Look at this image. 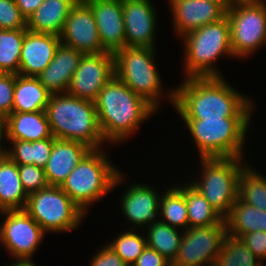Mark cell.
Wrapping results in <instances>:
<instances>
[{
    "mask_svg": "<svg viewBox=\"0 0 266 266\" xmlns=\"http://www.w3.org/2000/svg\"><path fill=\"white\" fill-rule=\"evenodd\" d=\"M230 84L224 77L183 78L173 108L180 119L252 118L254 99Z\"/></svg>",
    "mask_w": 266,
    "mask_h": 266,
    "instance_id": "obj_1",
    "label": "cell"
},
{
    "mask_svg": "<svg viewBox=\"0 0 266 266\" xmlns=\"http://www.w3.org/2000/svg\"><path fill=\"white\" fill-rule=\"evenodd\" d=\"M94 104L102 136L109 145L123 144L158 112L115 75L99 92Z\"/></svg>",
    "mask_w": 266,
    "mask_h": 266,
    "instance_id": "obj_2",
    "label": "cell"
},
{
    "mask_svg": "<svg viewBox=\"0 0 266 266\" xmlns=\"http://www.w3.org/2000/svg\"><path fill=\"white\" fill-rule=\"evenodd\" d=\"M107 152L104 148L91 149L60 186L86 215L126 181L127 174L112 164Z\"/></svg>",
    "mask_w": 266,
    "mask_h": 266,
    "instance_id": "obj_3",
    "label": "cell"
},
{
    "mask_svg": "<svg viewBox=\"0 0 266 266\" xmlns=\"http://www.w3.org/2000/svg\"><path fill=\"white\" fill-rule=\"evenodd\" d=\"M52 136L81 142L91 149L105 148L93 101L62 93L51 95L45 109Z\"/></svg>",
    "mask_w": 266,
    "mask_h": 266,
    "instance_id": "obj_4",
    "label": "cell"
},
{
    "mask_svg": "<svg viewBox=\"0 0 266 266\" xmlns=\"http://www.w3.org/2000/svg\"><path fill=\"white\" fill-rule=\"evenodd\" d=\"M156 49L124 47L118 50L114 53V70L118 79L158 111L166 97L165 100L174 106L175 87L165 89L157 69Z\"/></svg>",
    "mask_w": 266,
    "mask_h": 266,
    "instance_id": "obj_5",
    "label": "cell"
},
{
    "mask_svg": "<svg viewBox=\"0 0 266 266\" xmlns=\"http://www.w3.org/2000/svg\"><path fill=\"white\" fill-rule=\"evenodd\" d=\"M180 39L183 41L182 45L184 44L181 65L184 78L224 77L216 65L218 58L228 56L227 58L235 59L231 48L230 23L226 15Z\"/></svg>",
    "mask_w": 266,
    "mask_h": 266,
    "instance_id": "obj_6",
    "label": "cell"
},
{
    "mask_svg": "<svg viewBox=\"0 0 266 266\" xmlns=\"http://www.w3.org/2000/svg\"><path fill=\"white\" fill-rule=\"evenodd\" d=\"M199 158H245L252 118L181 119Z\"/></svg>",
    "mask_w": 266,
    "mask_h": 266,
    "instance_id": "obj_7",
    "label": "cell"
},
{
    "mask_svg": "<svg viewBox=\"0 0 266 266\" xmlns=\"http://www.w3.org/2000/svg\"><path fill=\"white\" fill-rule=\"evenodd\" d=\"M199 160L200 174L196 176V180L189 178L192 180L189 183L225 218L238 199L240 174L248 162L246 158H199Z\"/></svg>",
    "mask_w": 266,
    "mask_h": 266,
    "instance_id": "obj_8",
    "label": "cell"
},
{
    "mask_svg": "<svg viewBox=\"0 0 266 266\" xmlns=\"http://www.w3.org/2000/svg\"><path fill=\"white\" fill-rule=\"evenodd\" d=\"M24 210L47 235L72 232L86 216L60 186L50 185L29 194Z\"/></svg>",
    "mask_w": 266,
    "mask_h": 266,
    "instance_id": "obj_9",
    "label": "cell"
},
{
    "mask_svg": "<svg viewBox=\"0 0 266 266\" xmlns=\"http://www.w3.org/2000/svg\"><path fill=\"white\" fill-rule=\"evenodd\" d=\"M230 23L231 48L235 58L252 57L266 44V2L239 0L226 11Z\"/></svg>",
    "mask_w": 266,
    "mask_h": 266,
    "instance_id": "obj_10",
    "label": "cell"
},
{
    "mask_svg": "<svg viewBox=\"0 0 266 266\" xmlns=\"http://www.w3.org/2000/svg\"><path fill=\"white\" fill-rule=\"evenodd\" d=\"M1 216L0 248L11 259H32L46 236L41 226L25 210L1 211Z\"/></svg>",
    "mask_w": 266,
    "mask_h": 266,
    "instance_id": "obj_11",
    "label": "cell"
},
{
    "mask_svg": "<svg viewBox=\"0 0 266 266\" xmlns=\"http://www.w3.org/2000/svg\"><path fill=\"white\" fill-rule=\"evenodd\" d=\"M226 235L225 219L220 224L183 230L174 262L184 266H213Z\"/></svg>",
    "mask_w": 266,
    "mask_h": 266,
    "instance_id": "obj_12",
    "label": "cell"
},
{
    "mask_svg": "<svg viewBox=\"0 0 266 266\" xmlns=\"http://www.w3.org/2000/svg\"><path fill=\"white\" fill-rule=\"evenodd\" d=\"M114 75L113 53L83 54L67 93L94 102L99 92Z\"/></svg>",
    "mask_w": 266,
    "mask_h": 266,
    "instance_id": "obj_13",
    "label": "cell"
},
{
    "mask_svg": "<svg viewBox=\"0 0 266 266\" xmlns=\"http://www.w3.org/2000/svg\"><path fill=\"white\" fill-rule=\"evenodd\" d=\"M153 0H122L125 47L156 48L157 9Z\"/></svg>",
    "mask_w": 266,
    "mask_h": 266,
    "instance_id": "obj_14",
    "label": "cell"
},
{
    "mask_svg": "<svg viewBox=\"0 0 266 266\" xmlns=\"http://www.w3.org/2000/svg\"><path fill=\"white\" fill-rule=\"evenodd\" d=\"M125 186L124 193L121 194L120 207L123 217L128 225V229L144 230L152 223L159 220V204L162 192L157 188L134 181ZM132 225V226H131ZM130 226V227H129Z\"/></svg>",
    "mask_w": 266,
    "mask_h": 266,
    "instance_id": "obj_15",
    "label": "cell"
},
{
    "mask_svg": "<svg viewBox=\"0 0 266 266\" xmlns=\"http://www.w3.org/2000/svg\"><path fill=\"white\" fill-rule=\"evenodd\" d=\"M62 44L75 48L83 54L107 52L101 44L93 11L88 4L76 3L65 20L60 35Z\"/></svg>",
    "mask_w": 266,
    "mask_h": 266,
    "instance_id": "obj_16",
    "label": "cell"
},
{
    "mask_svg": "<svg viewBox=\"0 0 266 266\" xmlns=\"http://www.w3.org/2000/svg\"><path fill=\"white\" fill-rule=\"evenodd\" d=\"M166 3L170 7L173 31L179 39L206 24L219 21L226 15V10L213 1L166 0Z\"/></svg>",
    "mask_w": 266,
    "mask_h": 266,
    "instance_id": "obj_17",
    "label": "cell"
},
{
    "mask_svg": "<svg viewBox=\"0 0 266 266\" xmlns=\"http://www.w3.org/2000/svg\"><path fill=\"white\" fill-rule=\"evenodd\" d=\"M93 11L102 47L110 53L125 47L122 0H102L88 4Z\"/></svg>",
    "mask_w": 266,
    "mask_h": 266,
    "instance_id": "obj_18",
    "label": "cell"
},
{
    "mask_svg": "<svg viewBox=\"0 0 266 266\" xmlns=\"http://www.w3.org/2000/svg\"><path fill=\"white\" fill-rule=\"evenodd\" d=\"M60 36L27 30L21 49L19 75L38 76L53 60Z\"/></svg>",
    "mask_w": 266,
    "mask_h": 266,
    "instance_id": "obj_19",
    "label": "cell"
},
{
    "mask_svg": "<svg viewBox=\"0 0 266 266\" xmlns=\"http://www.w3.org/2000/svg\"><path fill=\"white\" fill-rule=\"evenodd\" d=\"M82 56L81 51L60 43L53 60L36 77L51 95L66 93Z\"/></svg>",
    "mask_w": 266,
    "mask_h": 266,
    "instance_id": "obj_20",
    "label": "cell"
},
{
    "mask_svg": "<svg viewBox=\"0 0 266 266\" xmlns=\"http://www.w3.org/2000/svg\"><path fill=\"white\" fill-rule=\"evenodd\" d=\"M91 148L81 142L56 139L44 170L50 186H61Z\"/></svg>",
    "mask_w": 266,
    "mask_h": 266,
    "instance_id": "obj_21",
    "label": "cell"
},
{
    "mask_svg": "<svg viewBox=\"0 0 266 266\" xmlns=\"http://www.w3.org/2000/svg\"><path fill=\"white\" fill-rule=\"evenodd\" d=\"M5 122L7 140L33 142L52 137L45 111L12 112Z\"/></svg>",
    "mask_w": 266,
    "mask_h": 266,
    "instance_id": "obj_22",
    "label": "cell"
},
{
    "mask_svg": "<svg viewBox=\"0 0 266 266\" xmlns=\"http://www.w3.org/2000/svg\"><path fill=\"white\" fill-rule=\"evenodd\" d=\"M75 4L76 0H44L28 18L27 30L60 36L65 20Z\"/></svg>",
    "mask_w": 266,
    "mask_h": 266,
    "instance_id": "obj_23",
    "label": "cell"
},
{
    "mask_svg": "<svg viewBox=\"0 0 266 266\" xmlns=\"http://www.w3.org/2000/svg\"><path fill=\"white\" fill-rule=\"evenodd\" d=\"M27 198L18 165L7 156L0 161V212L24 210Z\"/></svg>",
    "mask_w": 266,
    "mask_h": 266,
    "instance_id": "obj_24",
    "label": "cell"
},
{
    "mask_svg": "<svg viewBox=\"0 0 266 266\" xmlns=\"http://www.w3.org/2000/svg\"><path fill=\"white\" fill-rule=\"evenodd\" d=\"M50 96L37 77L17 74L12 112L45 111Z\"/></svg>",
    "mask_w": 266,
    "mask_h": 266,
    "instance_id": "obj_25",
    "label": "cell"
},
{
    "mask_svg": "<svg viewBox=\"0 0 266 266\" xmlns=\"http://www.w3.org/2000/svg\"><path fill=\"white\" fill-rule=\"evenodd\" d=\"M224 219L227 235L235 238L258 230L266 232V211L250 206L239 198Z\"/></svg>",
    "mask_w": 266,
    "mask_h": 266,
    "instance_id": "obj_26",
    "label": "cell"
},
{
    "mask_svg": "<svg viewBox=\"0 0 266 266\" xmlns=\"http://www.w3.org/2000/svg\"><path fill=\"white\" fill-rule=\"evenodd\" d=\"M159 220L181 230L189 228L187 205L183 194V184L166 186L159 204Z\"/></svg>",
    "mask_w": 266,
    "mask_h": 266,
    "instance_id": "obj_27",
    "label": "cell"
},
{
    "mask_svg": "<svg viewBox=\"0 0 266 266\" xmlns=\"http://www.w3.org/2000/svg\"><path fill=\"white\" fill-rule=\"evenodd\" d=\"M54 136L39 141L7 140V156L17 165L34 164L44 168L52 151ZM11 144V145H10Z\"/></svg>",
    "mask_w": 266,
    "mask_h": 266,
    "instance_id": "obj_28",
    "label": "cell"
},
{
    "mask_svg": "<svg viewBox=\"0 0 266 266\" xmlns=\"http://www.w3.org/2000/svg\"><path fill=\"white\" fill-rule=\"evenodd\" d=\"M146 234L147 246L155 249L169 262H174L181 244L183 230L171 227L160 220L143 230Z\"/></svg>",
    "mask_w": 266,
    "mask_h": 266,
    "instance_id": "obj_29",
    "label": "cell"
},
{
    "mask_svg": "<svg viewBox=\"0 0 266 266\" xmlns=\"http://www.w3.org/2000/svg\"><path fill=\"white\" fill-rule=\"evenodd\" d=\"M183 194L187 205L189 228L220 224L224 220L189 181L183 183Z\"/></svg>",
    "mask_w": 266,
    "mask_h": 266,
    "instance_id": "obj_30",
    "label": "cell"
},
{
    "mask_svg": "<svg viewBox=\"0 0 266 266\" xmlns=\"http://www.w3.org/2000/svg\"><path fill=\"white\" fill-rule=\"evenodd\" d=\"M238 198L250 206L266 211V175L249 163L240 174Z\"/></svg>",
    "mask_w": 266,
    "mask_h": 266,
    "instance_id": "obj_31",
    "label": "cell"
},
{
    "mask_svg": "<svg viewBox=\"0 0 266 266\" xmlns=\"http://www.w3.org/2000/svg\"><path fill=\"white\" fill-rule=\"evenodd\" d=\"M27 29H0V73L18 74Z\"/></svg>",
    "mask_w": 266,
    "mask_h": 266,
    "instance_id": "obj_32",
    "label": "cell"
},
{
    "mask_svg": "<svg viewBox=\"0 0 266 266\" xmlns=\"http://www.w3.org/2000/svg\"><path fill=\"white\" fill-rule=\"evenodd\" d=\"M263 262L242 242L240 238L226 235L213 266H261Z\"/></svg>",
    "mask_w": 266,
    "mask_h": 266,
    "instance_id": "obj_33",
    "label": "cell"
},
{
    "mask_svg": "<svg viewBox=\"0 0 266 266\" xmlns=\"http://www.w3.org/2000/svg\"><path fill=\"white\" fill-rule=\"evenodd\" d=\"M142 232V233H141ZM140 229H128L120 232L109 243L106 242L128 265L132 266L147 247L146 235Z\"/></svg>",
    "mask_w": 266,
    "mask_h": 266,
    "instance_id": "obj_34",
    "label": "cell"
},
{
    "mask_svg": "<svg viewBox=\"0 0 266 266\" xmlns=\"http://www.w3.org/2000/svg\"><path fill=\"white\" fill-rule=\"evenodd\" d=\"M22 186L29 195L49 186L44 168L34 164L18 165Z\"/></svg>",
    "mask_w": 266,
    "mask_h": 266,
    "instance_id": "obj_35",
    "label": "cell"
},
{
    "mask_svg": "<svg viewBox=\"0 0 266 266\" xmlns=\"http://www.w3.org/2000/svg\"><path fill=\"white\" fill-rule=\"evenodd\" d=\"M0 29H27V20L15 0H0Z\"/></svg>",
    "mask_w": 266,
    "mask_h": 266,
    "instance_id": "obj_36",
    "label": "cell"
},
{
    "mask_svg": "<svg viewBox=\"0 0 266 266\" xmlns=\"http://www.w3.org/2000/svg\"><path fill=\"white\" fill-rule=\"evenodd\" d=\"M16 74L0 73V118L6 119L13 109Z\"/></svg>",
    "mask_w": 266,
    "mask_h": 266,
    "instance_id": "obj_37",
    "label": "cell"
},
{
    "mask_svg": "<svg viewBox=\"0 0 266 266\" xmlns=\"http://www.w3.org/2000/svg\"><path fill=\"white\" fill-rule=\"evenodd\" d=\"M101 247L93 254L89 266H128L110 246L103 244Z\"/></svg>",
    "mask_w": 266,
    "mask_h": 266,
    "instance_id": "obj_38",
    "label": "cell"
},
{
    "mask_svg": "<svg viewBox=\"0 0 266 266\" xmlns=\"http://www.w3.org/2000/svg\"><path fill=\"white\" fill-rule=\"evenodd\" d=\"M242 242L258 257L263 263L266 260V232L255 231L244 234L240 237Z\"/></svg>",
    "mask_w": 266,
    "mask_h": 266,
    "instance_id": "obj_39",
    "label": "cell"
},
{
    "mask_svg": "<svg viewBox=\"0 0 266 266\" xmlns=\"http://www.w3.org/2000/svg\"><path fill=\"white\" fill-rule=\"evenodd\" d=\"M169 264L163 255L147 246L132 266H169Z\"/></svg>",
    "mask_w": 266,
    "mask_h": 266,
    "instance_id": "obj_40",
    "label": "cell"
},
{
    "mask_svg": "<svg viewBox=\"0 0 266 266\" xmlns=\"http://www.w3.org/2000/svg\"><path fill=\"white\" fill-rule=\"evenodd\" d=\"M44 0H15L21 14L28 20V18L36 11V9L43 3Z\"/></svg>",
    "mask_w": 266,
    "mask_h": 266,
    "instance_id": "obj_41",
    "label": "cell"
},
{
    "mask_svg": "<svg viewBox=\"0 0 266 266\" xmlns=\"http://www.w3.org/2000/svg\"><path fill=\"white\" fill-rule=\"evenodd\" d=\"M5 140H7L6 122L0 118V161L7 157L8 146L5 145Z\"/></svg>",
    "mask_w": 266,
    "mask_h": 266,
    "instance_id": "obj_42",
    "label": "cell"
},
{
    "mask_svg": "<svg viewBox=\"0 0 266 266\" xmlns=\"http://www.w3.org/2000/svg\"><path fill=\"white\" fill-rule=\"evenodd\" d=\"M14 261L6 266H36L32 259H13Z\"/></svg>",
    "mask_w": 266,
    "mask_h": 266,
    "instance_id": "obj_43",
    "label": "cell"
},
{
    "mask_svg": "<svg viewBox=\"0 0 266 266\" xmlns=\"http://www.w3.org/2000/svg\"><path fill=\"white\" fill-rule=\"evenodd\" d=\"M221 5L226 11L232 8L239 0H207Z\"/></svg>",
    "mask_w": 266,
    "mask_h": 266,
    "instance_id": "obj_44",
    "label": "cell"
},
{
    "mask_svg": "<svg viewBox=\"0 0 266 266\" xmlns=\"http://www.w3.org/2000/svg\"><path fill=\"white\" fill-rule=\"evenodd\" d=\"M94 1H102V0H76V3L89 4V3L94 2Z\"/></svg>",
    "mask_w": 266,
    "mask_h": 266,
    "instance_id": "obj_45",
    "label": "cell"
},
{
    "mask_svg": "<svg viewBox=\"0 0 266 266\" xmlns=\"http://www.w3.org/2000/svg\"><path fill=\"white\" fill-rule=\"evenodd\" d=\"M169 266H184V265H179V264H177L175 262H170Z\"/></svg>",
    "mask_w": 266,
    "mask_h": 266,
    "instance_id": "obj_46",
    "label": "cell"
}]
</instances>
